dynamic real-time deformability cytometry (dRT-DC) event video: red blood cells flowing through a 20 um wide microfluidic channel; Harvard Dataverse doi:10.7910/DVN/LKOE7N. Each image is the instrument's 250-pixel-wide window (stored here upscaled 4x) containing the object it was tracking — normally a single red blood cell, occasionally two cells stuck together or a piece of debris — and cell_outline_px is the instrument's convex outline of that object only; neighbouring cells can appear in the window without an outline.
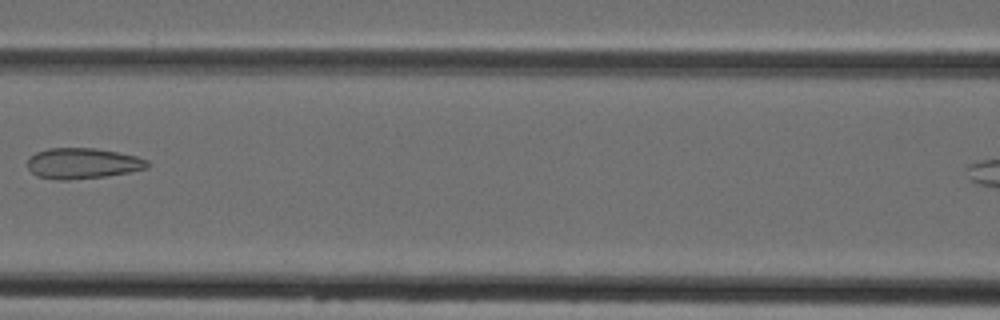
{"species": "Egyptian fruit bat (a non-hibernating species)", "species_latin": "Rousettus aegyptiacus", "temperature_condition": "cold", "stored_images_in_passage": 8, "camera_frame_rate_fps": 3000, "um_per_image_px": 0.085, "animal": {"sex": "female"}, "frame": {"image": 1, "passage_image": 5, "time_ms": 4.667, "image_size_px": [1000, 320], "cell_outline_px": [[148, 168], [128, 172], [104, 176], [68, 180], [56, 180], [36, 176], [28, 168], [28, 156], [36, 152], [48, 148], [92, 148], [116, 152], [136, 156], [148, 160]], "centroid_in_image_um": [6.98, 13.89], "position_along_channel_um": 159.6, "area_um2": 21.39}}
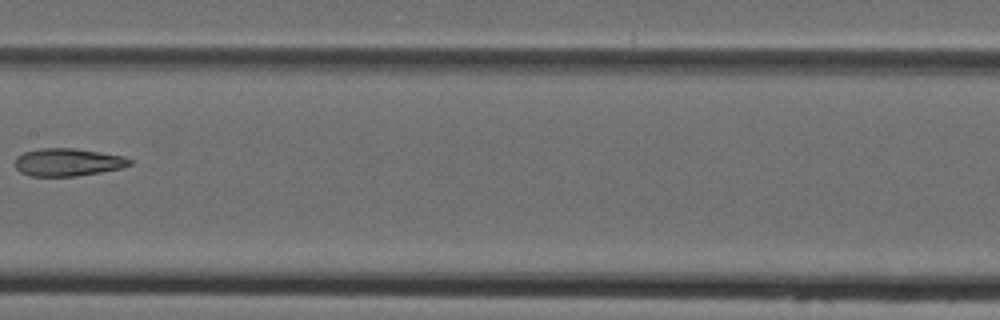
{"frame": {"image": 2, "passage_image": 7, "time_ms": 8.0, "image_size_px": [1000, 320], "cell_outline_px": [[132, 164], [120, 168], [100, 172], [76, 176], [32, 176], [20, 172], [16, 168], [16, 156], [24, 152], [40, 148], [76, 148], [124, 156], [132, 160]], "centroid_in_image_um": [5.76, 13.78], "position_along_channel_um": 201.6, "area_um2": 18.5}}
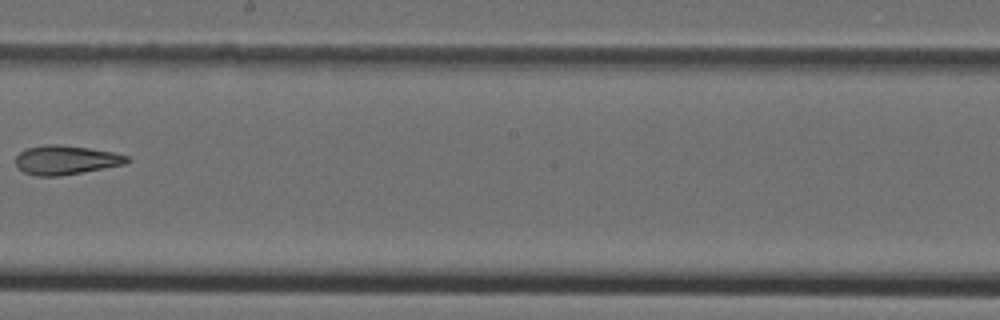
{"frame": {"image": 3, "passage_image": 8, "time_ms": 9.0, "image_size_px": [1000, 320], "cell_outline_px": [[132, 160], [124, 164], [60, 176], [36, 176], [24, 172], [16, 168], [16, 156], [20, 152], [28, 148], [44, 144], [56, 144], [88, 148], [112, 152], [128, 156]], "centroid_in_image_um": [5.57, 13.6], "position_along_channel_um": 242.6, "area_um2": 18.79}}